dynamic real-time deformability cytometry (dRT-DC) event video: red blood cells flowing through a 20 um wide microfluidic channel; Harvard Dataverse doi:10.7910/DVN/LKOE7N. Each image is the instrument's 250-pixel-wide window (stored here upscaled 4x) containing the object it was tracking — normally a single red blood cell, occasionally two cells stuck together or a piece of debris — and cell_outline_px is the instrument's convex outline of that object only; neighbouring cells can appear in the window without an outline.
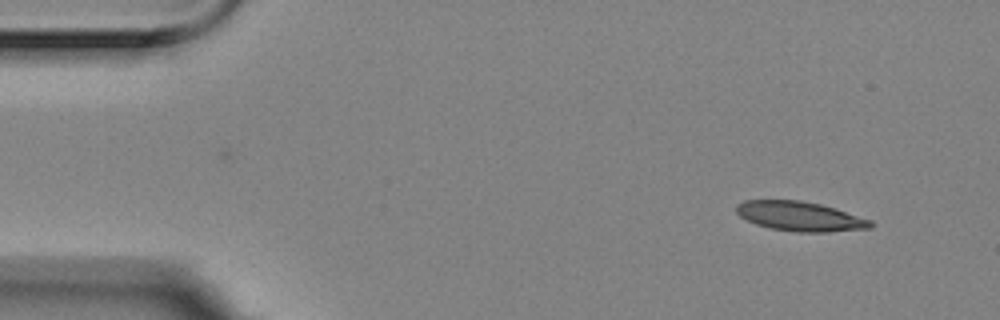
{"species": "Egyptian fruit bat (a non-hibernating species)", "species_latin": "Rousettus aegyptiacus", "temperature_condition": "room temperature", "stored_images_in_passage": 4, "segment_of_instrument_passage": [1, 2], "camera_frame_rate_fps": 3000, "um_per_image_px": 0.085, "animal": {"sex": "female"}, "frame": {"image": 1, "passage_image": 1, "time_ms": 0.0, "image_size_px": [1000, 320], "cell_outline_px": [[872, 228], [828, 232], [796, 232], [772, 228], [756, 224], [740, 216], [736, 212], [736, 204], [744, 200], [800, 200], [820, 204], [872, 220]], "centroid_in_image_um": [67.99, 18.38], "position_along_channel_um": 17.0, "area_um2": 22.95}}